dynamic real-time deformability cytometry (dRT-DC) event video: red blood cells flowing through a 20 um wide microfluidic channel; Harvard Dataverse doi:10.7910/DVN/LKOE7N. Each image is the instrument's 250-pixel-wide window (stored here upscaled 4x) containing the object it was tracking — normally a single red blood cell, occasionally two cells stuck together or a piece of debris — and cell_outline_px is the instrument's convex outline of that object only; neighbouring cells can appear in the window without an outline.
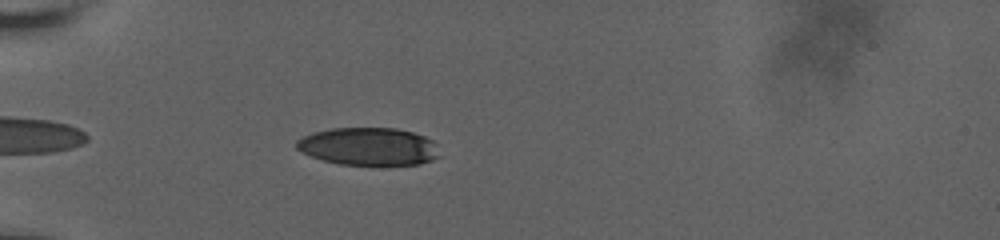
{"species": "human", "species_latin": "Homo sapiens", "temperature_condition": "room temperature", "stored_images_in_passage": 44, "camera_frame_rate_fps": 3000, "um_per_image_px": 0.085, "donor": {"sex": "male"}, "frame": {"image": 1, "passage_image": 4, "time_ms": 1.0, "image_size_px": [1000, 240], "cell_outline_px": [[440, 156], [432, 160], [420, 164], [340, 164], [324, 160], [312, 156], [296, 148], [296, 140], [312, 132], [332, 128], [396, 128], [412, 132], [424, 136], [432, 140], [436, 144]], "centroid_in_image_um": [31.35, 12.44], "position_along_channel_um": 53.7, "area_um2": 31.21}}
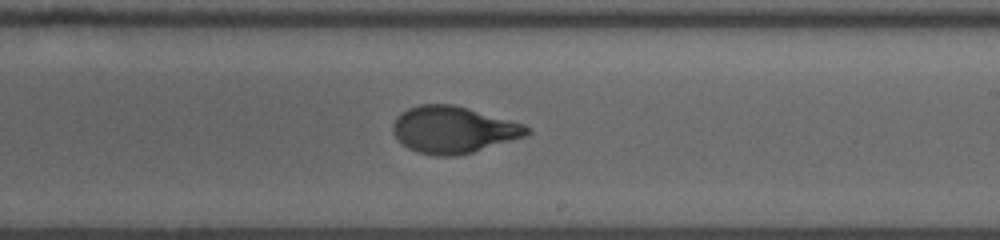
{"frame": {"image": 2, "passage_image": 22, "time_ms": 7.0, "image_size_px": [1000, 240], "cell_outline_px": [[532, 132], [524, 136], [512, 140], [472, 152], [456, 156], [436, 156], [420, 152], [408, 148], [392, 132], [392, 124], [396, 116], [400, 112], [408, 108], [420, 104], [452, 104], [468, 108], [524, 124], [532, 128]], "centroid_in_image_um": [38.52, 11.01], "position_along_channel_um": 250.5, "area_um2": 36.41}}
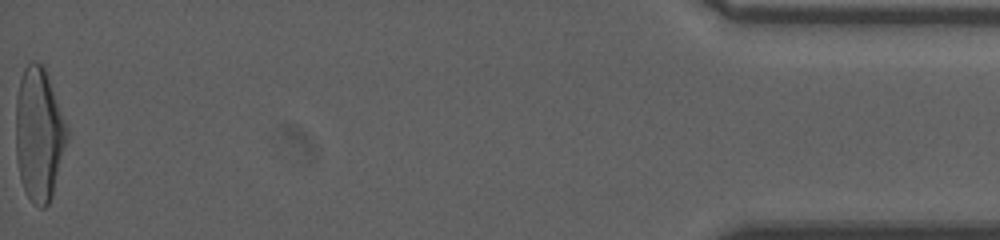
{"frame": {"image": 3, "passage_image": 44, "time_ms": 14.333, "image_size_px": [1000, 240], "cell_outline_px": [[68, 140], [52, 196], [48, 204], [44, 208], [40, 208], [28, 196], [20, 180], [16, 156], [16, 100], [20, 80], [24, 68], [32, 60], [44, 64], [68, 128]], "centroid_in_image_um": [3.32, 11.39], "position_along_channel_um": 431.9, "area_um2": 39.94}, "authors_computed_cell_mechanics": {"area_um2": 36.2117, "velocity_mm_per_s": 3.6499, "shape_relaxation_time_tau1_ms": 5.0145, "shape_relaxation_time_tau2_ms": null, "deformation_change_tau1": 0.2263, "deformation_change_tau2": null}}